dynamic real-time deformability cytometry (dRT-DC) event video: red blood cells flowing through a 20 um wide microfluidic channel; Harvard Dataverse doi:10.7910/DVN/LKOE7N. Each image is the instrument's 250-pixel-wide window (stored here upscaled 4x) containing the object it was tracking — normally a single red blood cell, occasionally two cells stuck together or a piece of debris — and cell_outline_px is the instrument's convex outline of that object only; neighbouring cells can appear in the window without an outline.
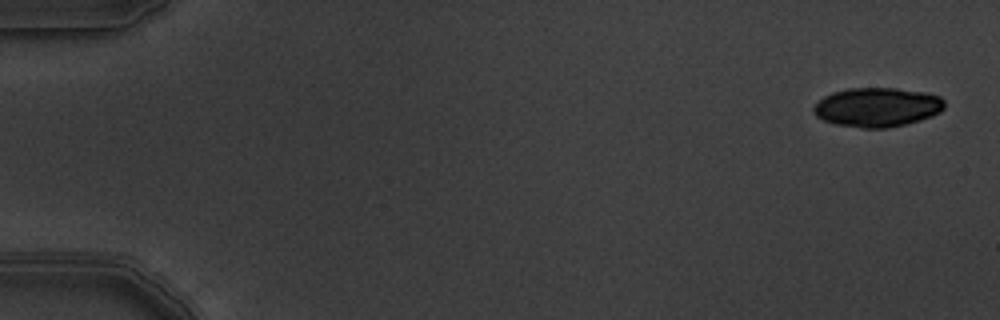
{"species": "common noctule bat (a hibernating species)", "species_latin": "Nyctalus noctula", "temperature_condition": "warm", "stored_images_in_passage": 7, "camera_frame_rate_fps": 3000, "um_per_image_px": 0.085, "animal": {"sex": "male", "body_mass_g": 19.5, "forearm_length_mm": 54.6}, "frame": {"image": 1, "passage_image": 1, "time_ms": 0.0, "image_size_px": [1000, 320], "cell_outline_px": [[944, 108], [940, 112], [932, 116], [920, 120], [888, 128], [860, 128], [836, 124], [824, 120], [816, 116], [812, 108], [824, 96], [832, 92], [848, 88], [896, 88], [924, 92], [940, 96], [944, 100]], "centroid_in_image_um": [74.57, 9.11], "position_along_channel_um": 10.4, "area_um2": 29.94}}